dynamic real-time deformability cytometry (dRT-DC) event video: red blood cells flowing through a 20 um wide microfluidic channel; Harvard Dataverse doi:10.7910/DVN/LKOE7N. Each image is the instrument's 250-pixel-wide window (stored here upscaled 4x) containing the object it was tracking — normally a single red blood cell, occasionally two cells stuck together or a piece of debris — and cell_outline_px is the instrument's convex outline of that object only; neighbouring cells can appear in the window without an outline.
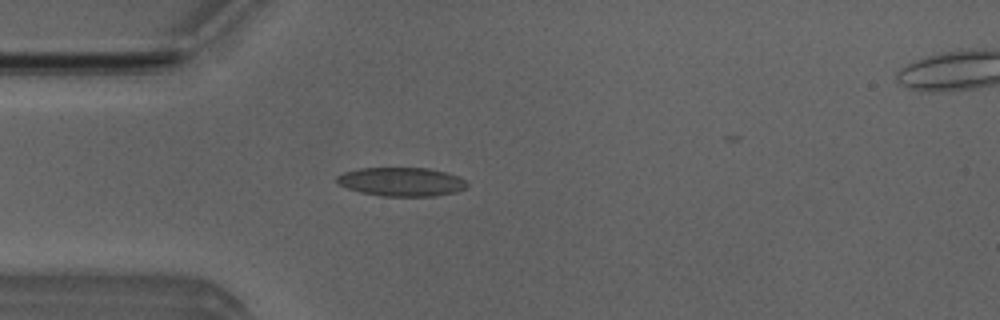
{"species": "Egyptian fruit bat (a non-hibernating species)", "species_latin": "Rousettus aegyptiacus", "temperature_condition": "room temperature", "stored_images_in_passage": 41, "camera_frame_rate_fps": 3000, "um_per_image_px": 0.085, "animal": {"sex": "male"}, "frame": {"image": 1, "passage_image": 10, "time_ms": 3.0, "image_size_px": [1000, 320], "cell_outline_px": [[468, 184], [464, 188], [456, 192], [436, 196], [380, 196], [360, 192], [336, 184], [336, 176], [344, 172], [360, 168], [428, 168], [444, 172], [456, 176], [464, 180]], "centroid_in_image_um": [34.08, 15.46], "position_along_channel_um": 50.9, "area_um2": 21.79}}
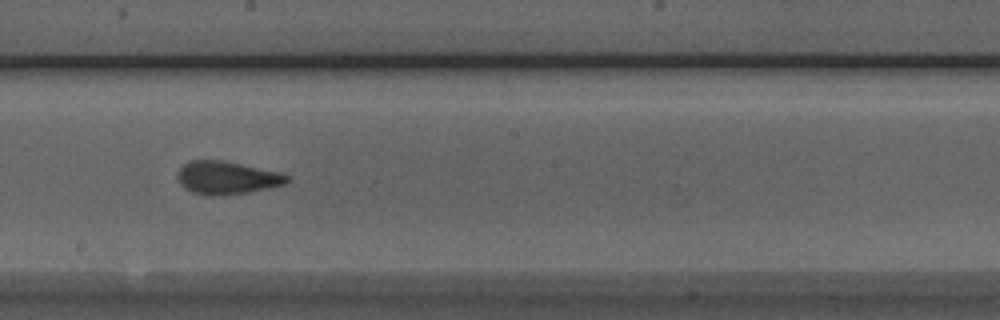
{"frame": {"image": 2, "passage_image": 24, "time_ms": 7.667, "image_size_px": [1000, 320], "cell_outline_px": [[288, 180], [284, 184], [268, 188], [248, 192], [216, 196], [208, 196], [192, 192], [184, 188], [180, 184], [176, 176], [180, 168], [184, 164], [192, 160], [220, 160], [284, 172], [288, 176]], "centroid_in_image_um": [19.27, 15.11], "position_along_channel_um": 228.9, "area_um2": 21.1}}
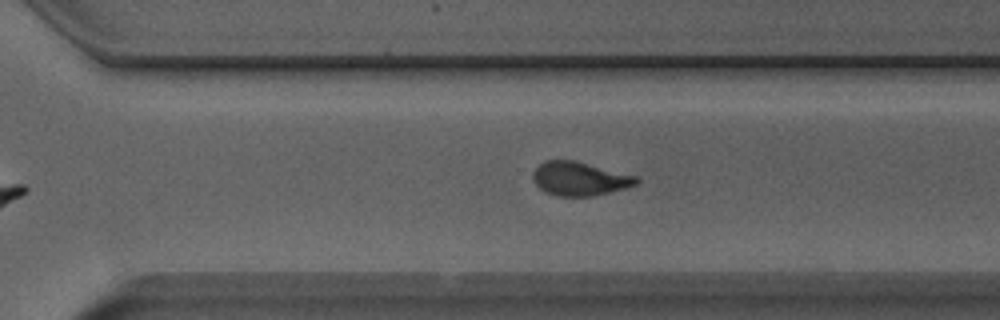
{"frame": {"image": 3, "passage_image": 31, "time_ms": 10.0, "image_size_px": [1000, 320], "cell_outline_px": [[640, 180], [636, 184], [624, 188], [592, 196], [556, 196], [544, 192], [532, 180], [532, 172], [544, 160], [572, 160], [636, 176]], "centroid_in_image_um": [49.21, 15.19], "position_along_channel_um": 321.4, "area_um2": 20.11}, "authors_computed_cell_mechanics": {"area_um2": 20.8658, "velocity_mm_per_s": 3.9788, "shape_relaxation_time_tau1_ms": 4.473, "shape_relaxation_time_tau2_ms": 1.245, "deformation_change_tau1": 0.1463, "deformation_change_tau2": 0.0705}}